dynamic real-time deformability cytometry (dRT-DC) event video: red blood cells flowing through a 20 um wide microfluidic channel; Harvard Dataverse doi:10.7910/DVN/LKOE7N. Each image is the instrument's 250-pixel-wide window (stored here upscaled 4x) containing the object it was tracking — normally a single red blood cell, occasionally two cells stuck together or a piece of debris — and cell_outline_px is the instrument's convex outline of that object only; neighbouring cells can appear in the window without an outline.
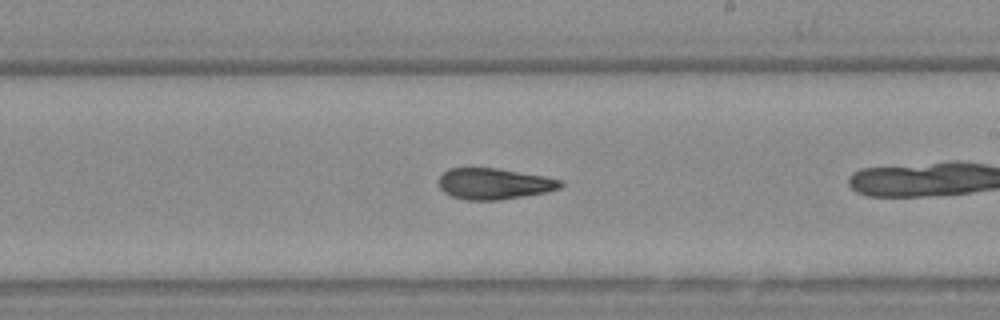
{"species": "Egyptian fruit bat (a non-hibernating species)", "species_latin": "Rousettus aegyptiacus", "temperature_condition": "warm", "stored_images_in_passage": 27, "camera_frame_rate_fps": 3000, "um_per_image_px": 0.085, "animal": {"sex": "female"}, "frame": {"image": 1, "passage_image": 16, "time_ms": 5.0, "image_size_px": [1000, 320], "cell_outline_px": [[564, 184], [560, 188], [548, 192], [500, 200], [468, 200], [452, 196], [444, 192], [440, 188], [440, 176], [448, 168], [500, 168], [544, 176], [564, 180]], "centroid_in_image_um": [42.05, 15.61], "position_along_channel_um": 247.0, "area_um2": 22.2}}